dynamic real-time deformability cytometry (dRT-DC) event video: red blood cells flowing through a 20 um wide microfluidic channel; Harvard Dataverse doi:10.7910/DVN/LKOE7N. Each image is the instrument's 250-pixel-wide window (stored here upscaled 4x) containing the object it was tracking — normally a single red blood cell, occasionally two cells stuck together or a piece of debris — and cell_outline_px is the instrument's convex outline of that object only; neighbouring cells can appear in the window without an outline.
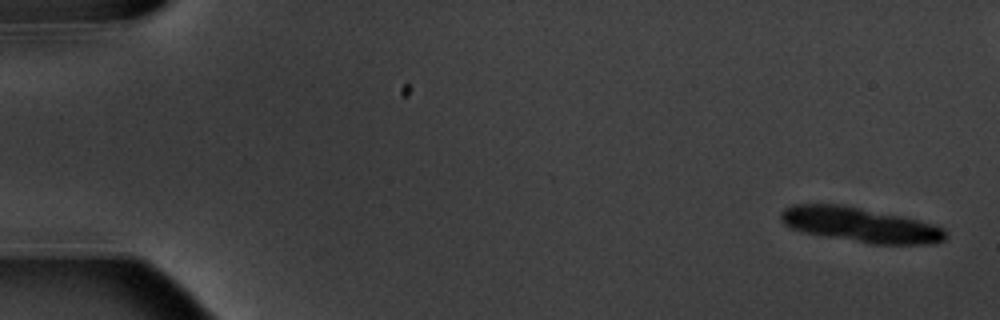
{"species": "common noctule bat (a hibernating species)", "species_latin": "Nyctalus noctula", "temperature_condition": "warm", "stored_images_in_passage": 6, "camera_frame_rate_fps": 3000, "um_per_image_px": 0.085, "animal": {"sex": "male", "body_mass_g": 20.1, "forearm_length_mm": 53.5}, "frame": {"image": 1, "passage_image": 1, "time_ms": 0.0, "image_size_px": [1000, 320], "cell_outline_px": [[948, 236], [944, 240], [936, 244], [868, 244], [804, 232], [792, 228], [784, 224], [780, 220], [780, 212], [784, 208], [792, 204], [840, 204], [900, 216], [936, 224], [944, 228], [948, 232]], "centroid_in_image_um": [73.16, 19.12], "position_along_channel_um": 11.8, "area_um2": 33.52}}